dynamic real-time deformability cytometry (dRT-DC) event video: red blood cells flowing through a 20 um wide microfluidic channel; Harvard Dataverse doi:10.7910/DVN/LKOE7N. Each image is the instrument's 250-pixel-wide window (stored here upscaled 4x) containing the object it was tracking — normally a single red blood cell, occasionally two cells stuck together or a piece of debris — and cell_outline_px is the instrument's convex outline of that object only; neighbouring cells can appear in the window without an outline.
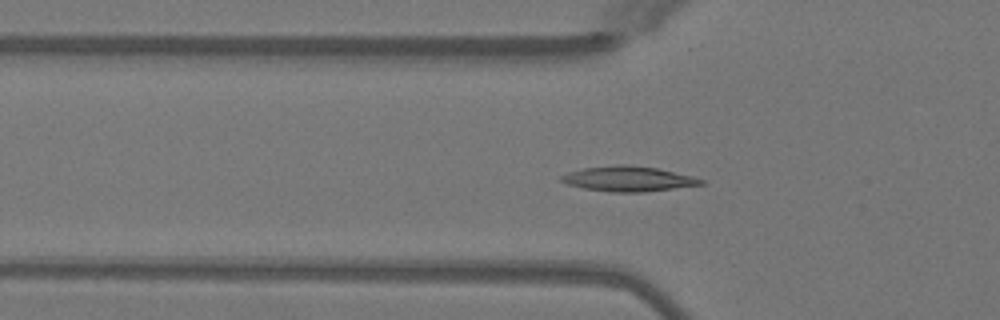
{"species": "Egyptian fruit bat (a non-hibernating species)", "species_latin": "Rousettus aegyptiacus", "temperature_condition": "warm", "stored_images_in_passage": 52, "camera_frame_rate_fps": 3000, "um_per_image_px": 0.085, "animal": {"sex": "female"}, "frame": {"image": 1, "passage_image": 18, "time_ms": 5.667, "image_size_px": [1000, 320], "cell_outline_px": [[704, 184], [644, 192], [612, 192], [584, 188], [568, 184], [560, 180], [560, 176], [568, 172], [584, 168], [616, 164], [628, 164], [656, 168], [692, 176], [704, 180]], "centroid_in_image_um": [53.39, 15.19], "position_along_channel_um": 72.4, "area_um2": 20.29}}
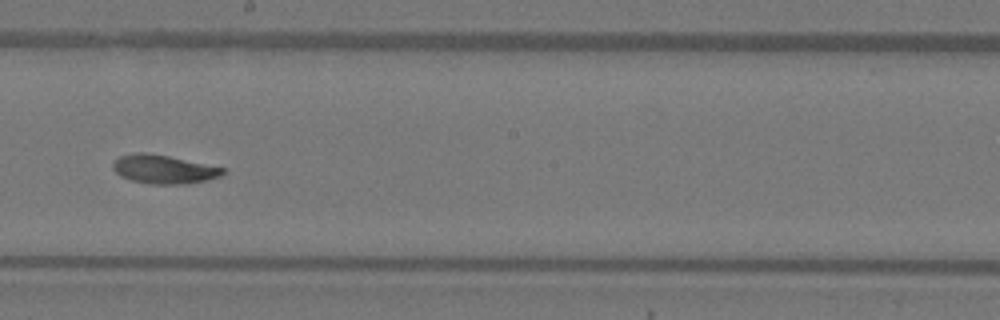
{"frame": {"image": 2, "passage_image": 30, "time_ms": 9.667, "image_size_px": [1000, 320], "cell_outline_px": [[228, 168], [220, 176], [188, 184], [152, 184], [132, 180], [120, 176], [112, 168], [112, 164], [120, 156], [136, 152], [144, 152], [168, 156]], "centroid_in_image_um": [13.93, 14.38], "position_along_channel_um": 234.3, "area_um2": 18.32}}
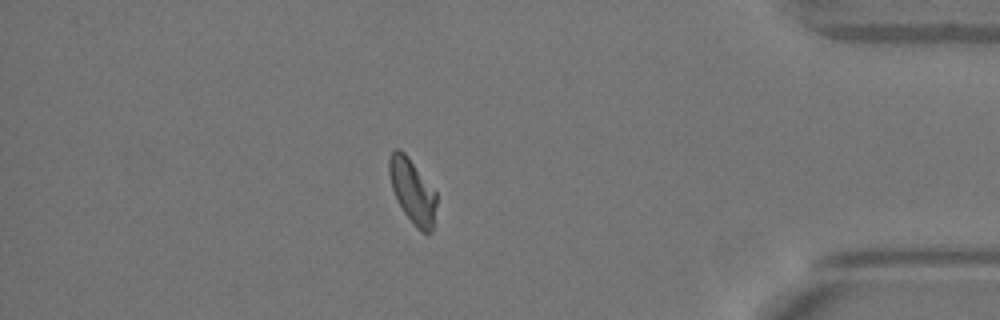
{"frame": {"image": 3, "passage_image": 45, "time_ms": 14.667, "image_size_px": [1000, 320], "cell_outline_px": [[436, 204], [432, 232], [420, 232], [416, 228], [404, 212], [392, 188], [388, 172], [388, 160], [392, 152], [396, 148], [400, 148], [404, 152], [436, 192]], "centroid_in_image_um": [35.05, 16.24], "position_along_channel_um": 400.2, "area_um2": 17.46}, "authors_computed_cell_mechanics": {"area_um2": 18.3515, "velocity_mm_per_s": 4.0352, "shape_relaxation_time_tau1_ms": 4.1315, "shape_relaxation_time_tau2_ms": null, "deformation_change_tau1": 0.1422, "deformation_change_tau2": null}}